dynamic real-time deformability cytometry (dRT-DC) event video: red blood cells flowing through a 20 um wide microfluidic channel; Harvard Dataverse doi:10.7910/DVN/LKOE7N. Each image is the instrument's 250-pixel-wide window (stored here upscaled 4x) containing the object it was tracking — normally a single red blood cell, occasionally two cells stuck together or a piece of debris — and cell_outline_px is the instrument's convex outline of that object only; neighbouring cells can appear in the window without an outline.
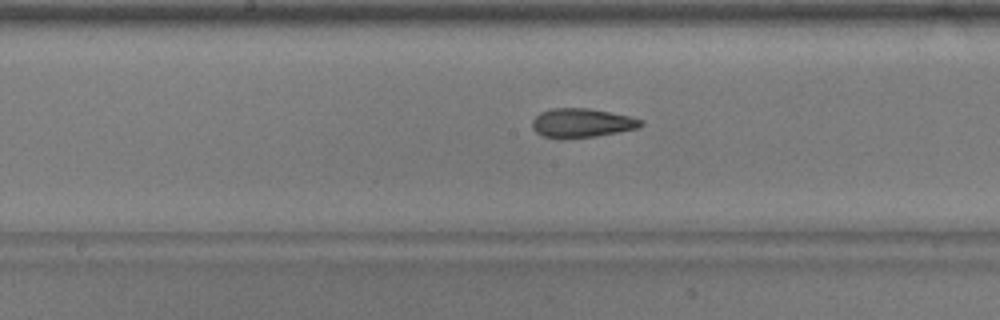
{"species": "common noctule bat (a hibernating species)", "species_latin": "Nyctalus noctula", "temperature_condition": "warm", "stored_images_in_passage": 47, "camera_frame_rate_fps": 3000, "um_per_image_px": 0.085, "animal": {"sex": "male", "body_mass_g": 17.9}, "frame": {"image": 1, "passage_image": 27, "time_ms": 8.667, "image_size_px": [1000, 320], "cell_outline_px": [[644, 124], [640, 128], [596, 136], [560, 140], [544, 136], [536, 132], [532, 128], [532, 120], [540, 112], [552, 108], [588, 108], [628, 116], [644, 120]], "centroid_in_image_um": [49.44, 10.47], "position_along_channel_um": 198.8, "area_um2": 18.61}}
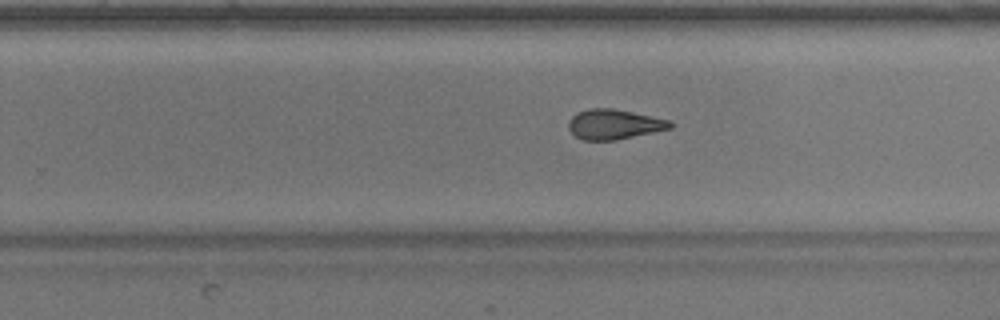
{"frame": {"image": 2, "passage_image": 33, "time_ms": 10.667, "image_size_px": [1000, 320], "cell_outline_px": [[672, 128], [616, 140], [584, 140], [576, 136], [568, 128], [568, 120], [576, 112], [588, 108], [612, 108], [672, 120]], "centroid_in_image_um": [52.19, 10.55], "position_along_channel_um": 277.6, "area_um2": 17.8}}
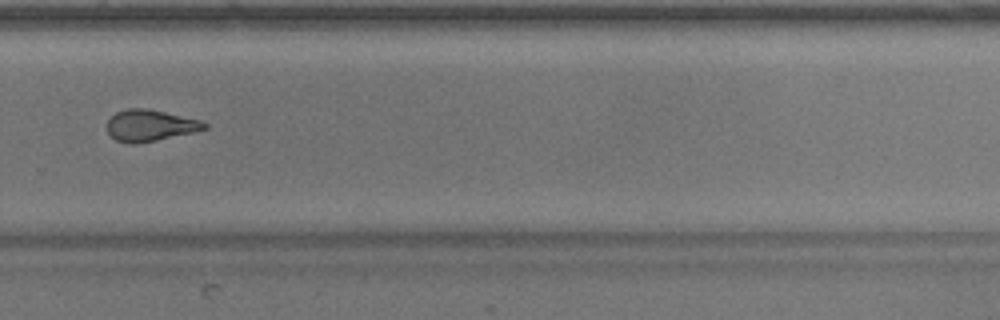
{"frame": {"image": 3, "passage_image": 36, "time_ms": 11.667, "image_size_px": [1000, 320], "cell_outline_px": [[208, 128], [192, 132], [156, 140], [136, 144], [132, 144], [116, 140], [108, 132], [108, 120], [116, 112], [128, 108], [144, 108], [164, 112], [200, 120], [208, 124]], "centroid_in_image_um": [12.75, 10.66], "position_along_channel_um": 317.1, "area_um2": 17.51}}